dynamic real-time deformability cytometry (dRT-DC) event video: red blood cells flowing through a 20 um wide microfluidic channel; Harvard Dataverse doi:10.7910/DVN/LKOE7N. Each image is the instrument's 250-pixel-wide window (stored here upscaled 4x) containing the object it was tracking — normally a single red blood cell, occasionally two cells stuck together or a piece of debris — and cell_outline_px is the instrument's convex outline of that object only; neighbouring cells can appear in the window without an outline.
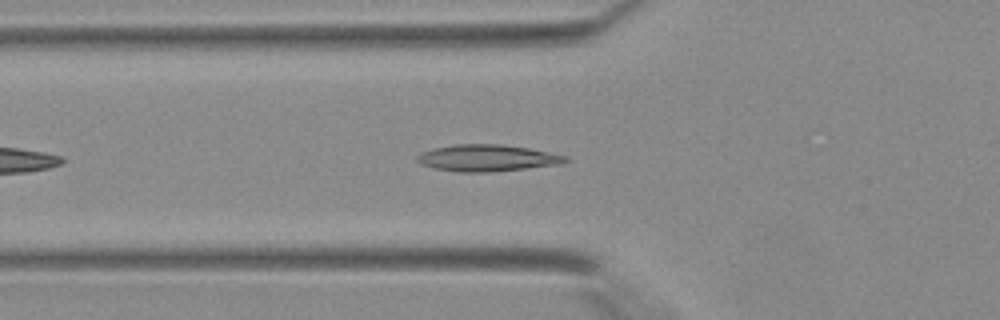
{"species": "Egyptian fruit bat (a non-hibernating species)", "species_latin": "Rousettus aegyptiacus", "temperature_condition": "warm", "stored_images_in_passage": 8, "camera_frame_rate_fps": 3000, "um_per_image_px": 0.085, "animal": {"sex": "female"}, "frame": {"image": 1, "passage_image": 5, "time_ms": 1.333, "image_size_px": [1000, 320], "cell_outline_px": [[568, 160], [560, 164], [492, 172], [456, 172], [432, 168], [420, 164], [416, 160], [416, 156], [420, 152], [452, 144], [500, 144], [528, 148], [568, 156]], "centroid_in_image_um": [41.35, 13.43], "position_along_channel_um": 84.4, "area_um2": 23.12}}